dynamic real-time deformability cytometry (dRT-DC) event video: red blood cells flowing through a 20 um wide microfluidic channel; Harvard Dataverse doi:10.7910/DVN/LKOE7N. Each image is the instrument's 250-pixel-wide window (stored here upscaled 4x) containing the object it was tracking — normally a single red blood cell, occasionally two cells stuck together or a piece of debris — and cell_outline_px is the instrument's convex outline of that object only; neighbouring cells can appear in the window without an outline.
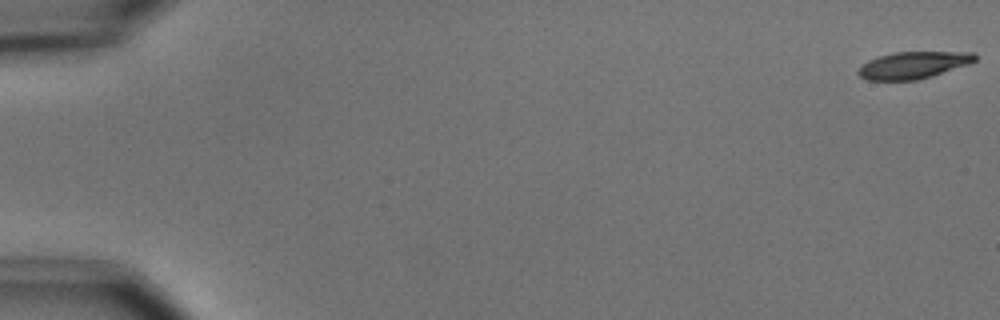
{"species": "common noctule bat (a hibernating species)", "species_latin": "Nyctalus noctula", "temperature_condition": "cold", "stored_images_in_passage": 7, "camera_frame_rate_fps": 3000, "um_per_image_px": 0.085, "animal": {"sex": "male", "body_mass_g": 15.6}, "frame": {"image": 1, "passage_image": 1, "time_ms": 0.0, "image_size_px": [1000, 320], "cell_outline_px": [[976, 60], [968, 64], [932, 76], [916, 80], [868, 80], [860, 76], [856, 72], [868, 60], [892, 52], [976, 52]], "centroid_in_image_um": [77.64, 5.53], "position_along_channel_um": 7.4, "area_um2": 18.21}}
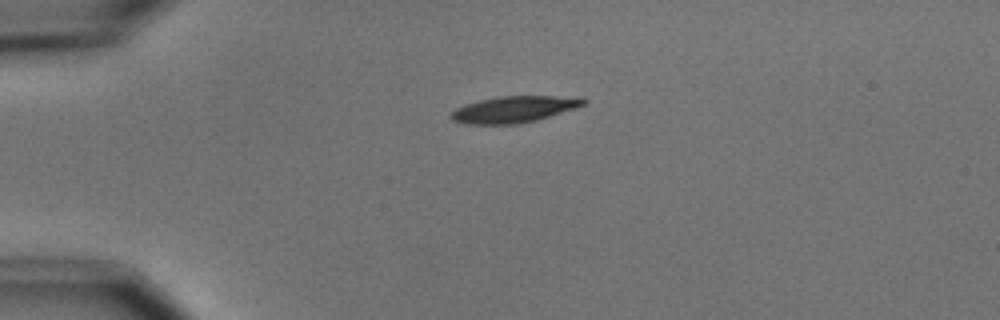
{"frame": {"image": 2, "passage_image": 5, "time_ms": 4.333, "image_size_px": [1000, 320], "cell_outline_px": [[588, 100], [584, 104], [576, 108], [536, 120], [516, 124], [468, 124], [452, 120], [452, 112], [456, 108], [464, 104], [496, 96], [580, 96]], "centroid_in_image_um": [43.73, 9.28], "position_along_channel_um": 41.3, "area_um2": 20.4}}
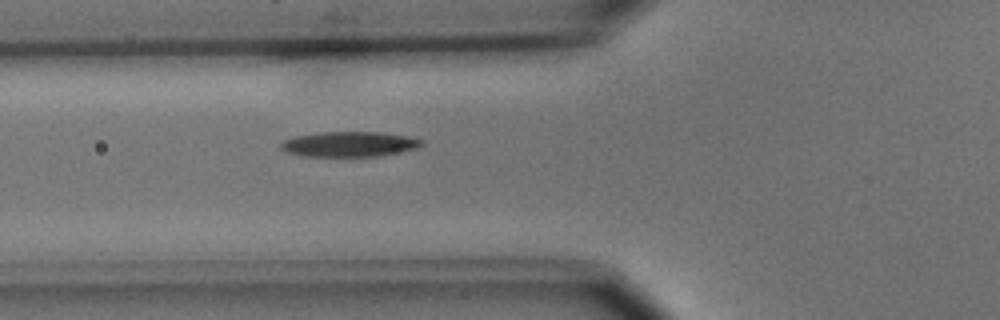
{"frame": {"image": 3, "passage_image": 7, "time_ms": 6.667, "image_size_px": [1000, 320], "cell_outline_px": [[424, 144], [416, 148], [400, 152], [376, 156], [304, 156], [288, 152], [280, 148], [280, 144], [284, 140], [296, 136], [320, 132], [380, 132], [404, 136], [424, 140]], "centroid_in_image_um": [29.69, 12.25], "position_along_channel_um": 96.1, "area_um2": 20.4}}